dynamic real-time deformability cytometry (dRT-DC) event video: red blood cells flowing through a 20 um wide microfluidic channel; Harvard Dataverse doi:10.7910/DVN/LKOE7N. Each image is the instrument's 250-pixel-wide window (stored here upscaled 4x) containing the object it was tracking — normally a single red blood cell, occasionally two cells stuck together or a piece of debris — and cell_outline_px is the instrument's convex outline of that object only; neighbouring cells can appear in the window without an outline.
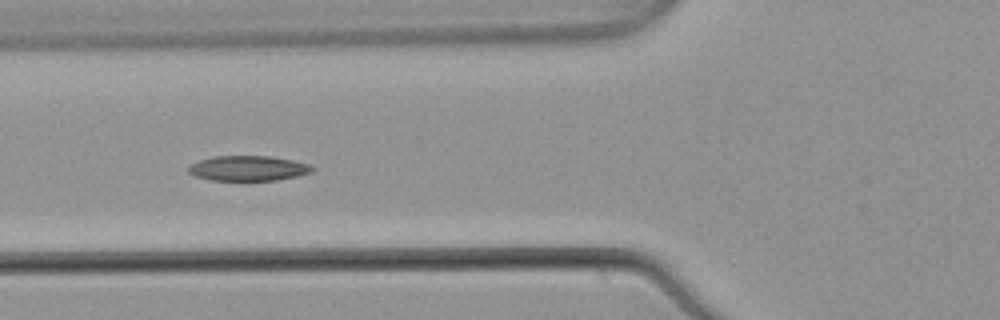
{"species": "common noctule bat (a hibernating species)", "species_latin": "Nyctalus noctula", "temperature_condition": "warm", "stored_images_in_passage": 34, "camera_frame_rate_fps": 3000, "um_per_image_px": 0.085, "animal": {"sex": "male", "body_mass_g": 21.5, "forearm_length_mm": 52.0}, "frame": {"image": 1, "passage_image": 10, "time_ms": 3.0, "image_size_px": [1000, 320], "cell_outline_px": [[316, 168], [312, 172], [296, 176], [276, 180], [212, 180], [192, 176], [188, 172], [188, 168], [192, 164], [200, 160], [212, 156], [272, 156], [292, 160], [308, 164]], "centroid_in_image_um": [21.08, 14.3], "position_along_channel_um": 104.7, "area_um2": 18.09}}